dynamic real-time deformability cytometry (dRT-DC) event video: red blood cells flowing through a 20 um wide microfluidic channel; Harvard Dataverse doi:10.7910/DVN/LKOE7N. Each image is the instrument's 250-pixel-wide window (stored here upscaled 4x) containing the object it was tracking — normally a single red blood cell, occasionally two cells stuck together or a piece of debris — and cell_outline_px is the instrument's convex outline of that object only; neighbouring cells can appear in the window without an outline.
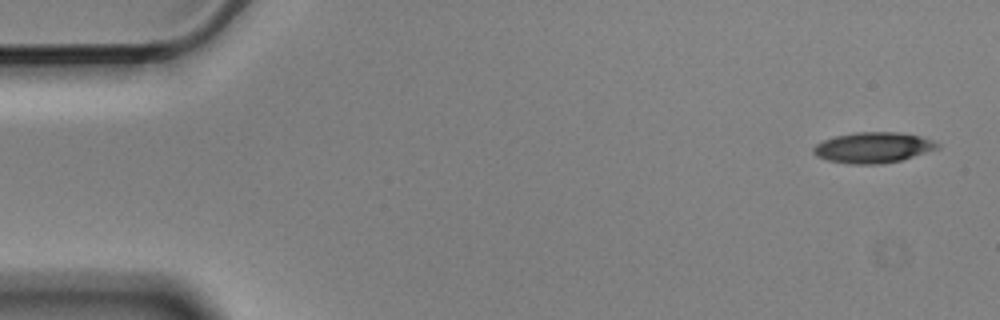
{"species": "Egyptian fruit bat (a non-hibernating species)", "species_latin": "Rousettus aegyptiacus", "temperature_condition": "cold", "stored_images_in_passage": 4, "camera_frame_rate_fps": 3000, "um_per_image_px": 0.085, "animal": {"sex": "male"}, "frame": {"image": 1, "passage_image": 1, "time_ms": 0.0, "image_size_px": [1000, 320], "cell_outline_px": [[940, 148], [900, 160], [880, 164], [848, 164], [828, 160], [816, 156], [812, 152], [812, 148], [816, 144], [824, 140], [836, 136], [856, 132], [900, 132], [920, 136], [932, 140], [940, 144]], "centroid_in_image_um": [74.21, 12.54], "position_along_channel_um": 10.8, "area_um2": 22.14}}
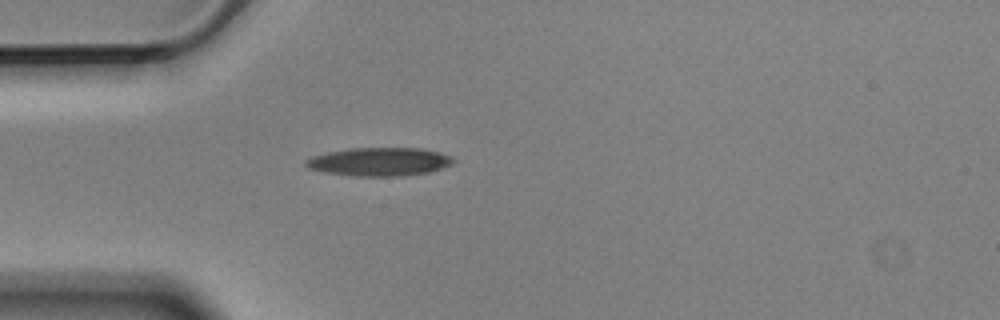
{"frame": {"image": 2, "passage_image": 4, "time_ms": 1.0, "image_size_px": [1000, 320], "cell_outline_px": [[456, 160], [452, 164], [428, 172], [400, 176], [356, 176], [328, 172], [308, 168], [304, 164], [304, 160], [312, 156], [328, 152], [348, 148], [420, 148], [452, 156]], "centroid_in_image_um": [32.23, 13.74], "position_along_channel_um": 52.8, "area_um2": 24.22}}